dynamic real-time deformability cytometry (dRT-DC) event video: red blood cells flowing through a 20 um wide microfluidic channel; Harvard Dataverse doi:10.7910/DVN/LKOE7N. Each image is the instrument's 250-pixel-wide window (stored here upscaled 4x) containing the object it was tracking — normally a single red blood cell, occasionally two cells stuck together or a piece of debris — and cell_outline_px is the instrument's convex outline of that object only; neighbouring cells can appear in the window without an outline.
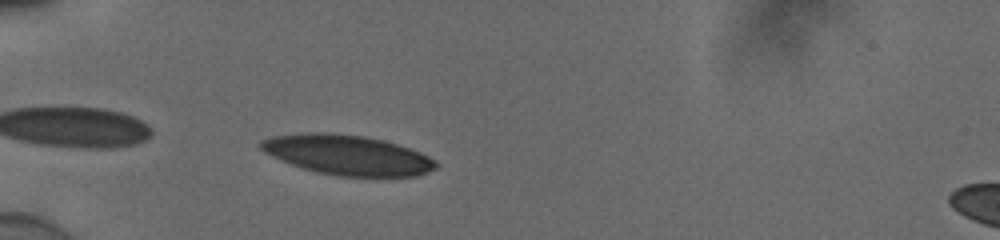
{"species": "human", "species_latin": "Homo sapiens", "temperature_condition": "cold", "stored_images_in_passage": 35, "camera_frame_rate_fps": 3000, "um_per_image_px": 0.085, "donor": {"sex": "male"}, "frame": {"image": 1, "passage_image": 1, "time_ms": 0.0, "image_size_px": [1000, 240], "cell_outline_px": [[440, 164], [436, 168], [428, 172], [416, 176], [340, 176], [316, 172], [292, 164], [272, 156], [264, 152], [256, 144], [260, 140], [272, 136], [304, 132], [332, 132], [364, 136], [396, 144], [420, 152], [436, 160]], "centroid_in_image_um": [29.51, 13.16], "position_along_channel_um": 55.5, "area_um2": 40.75}}
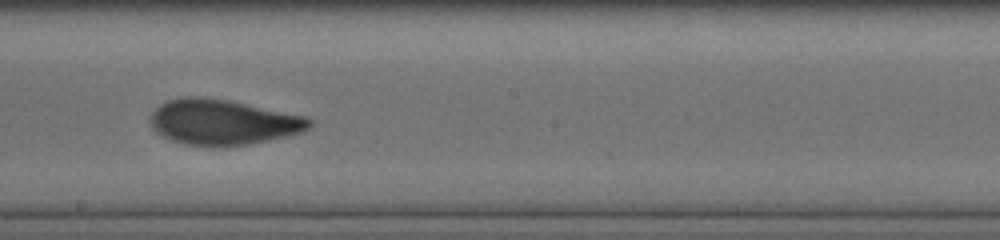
{"frame": {"image": 2, "passage_image": 16, "time_ms": 5.0, "image_size_px": [1000, 240], "cell_outline_px": [[312, 124], [304, 132], [268, 140], [248, 144], [184, 144], [172, 140], [156, 132], [152, 128], [148, 120], [148, 116], [160, 104], [168, 100], [184, 96], [204, 96], [228, 100], [308, 116], [312, 120]], "centroid_in_image_um": [18.94, 10.34], "position_along_channel_um": 229.3, "area_um2": 41.79}}
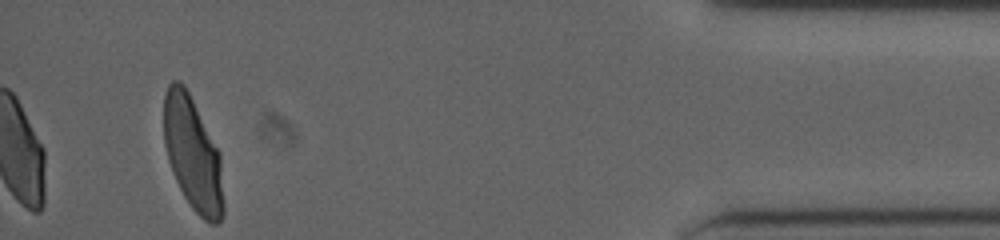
{"frame": {"image": 3, "passage_image": 35, "time_ms": 11.333, "image_size_px": [1000, 240], "cell_outline_px": [[224, 212], [220, 220], [216, 224], [212, 224], [204, 220], [192, 208], [184, 196], [172, 172], [168, 160], [164, 144], [164, 96], [168, 84], [172, 80], [180, 80], [184, 84], [220, 152], [224, 204]], "centroid_in_image_um": [16.38, 13.08], "position_along_channel_um": 418.8, "area_um2": 39.54}, "authors_computed_cell_mechanics": {"area_um2": 41.5004, "velocity_mm_per_s": 3.8769, "shape_relaxation_time_tau1_ms": 5.819, "shape_relaxation_time_tau2_ms": 1.0985, "deformation_change_tau1": 0.1883, "deformation_change_tau2": 0.0683}}